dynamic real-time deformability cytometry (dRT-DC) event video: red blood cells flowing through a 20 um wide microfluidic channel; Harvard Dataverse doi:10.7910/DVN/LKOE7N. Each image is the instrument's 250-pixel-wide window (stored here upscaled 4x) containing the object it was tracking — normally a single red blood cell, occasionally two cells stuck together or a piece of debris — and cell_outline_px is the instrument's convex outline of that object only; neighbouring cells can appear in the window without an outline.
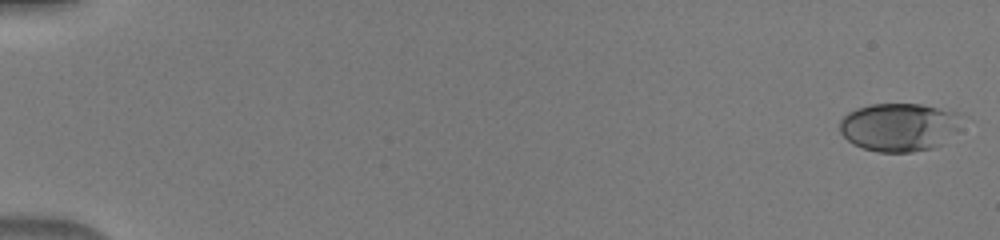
{"species": "human", "species_latin": "Homo sapiens", "temperature_condition": "warm", "stored_images_in_passage": 50, "camera_frame_rate_fps": 3000, "um_per_image_px": 0.085, "donor": {"sex": "male"}, "frame": {"image": 1, "passage_image": 1, "time_ms": 0.0, "image_size_px": [1000, 240], "cell_outline_px": [[956, 128], [940, 144], [932, 148], [912, 152], [876, 152], [852, 144], [840, 132], [840, 120], [848, 112], [856, 108], [872, 104], [920, 104], [956, 112]], "centroid_in_image_um": [76.3, 10.8], "position_along_channel_um": 8.7, "area_um2": 33.52}}
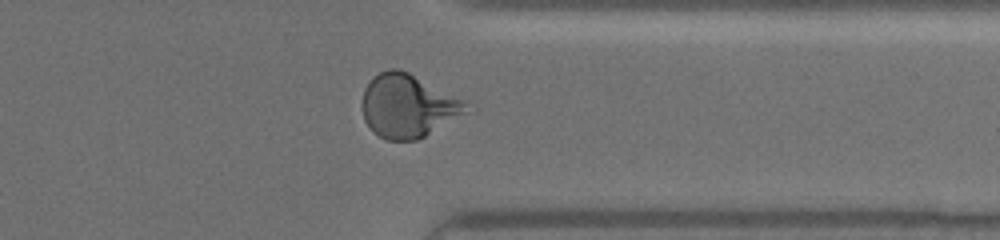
{"frame": {"image": 2, "passage_image": 41, "time_ms": 13.333, "image_size_px": [1000, 240], "cell_outline_px": [[476, 108], [424, 136], [416, 140], [388, 140], [372, 132], [364, 120], [364, 88], [372, 76], [388, 68], [400, 68], [468, 100]], "centroid_in_image_um": [34.76, 8.98], "position_along_channel_um": 376.6, "area_um2": 38.9}}
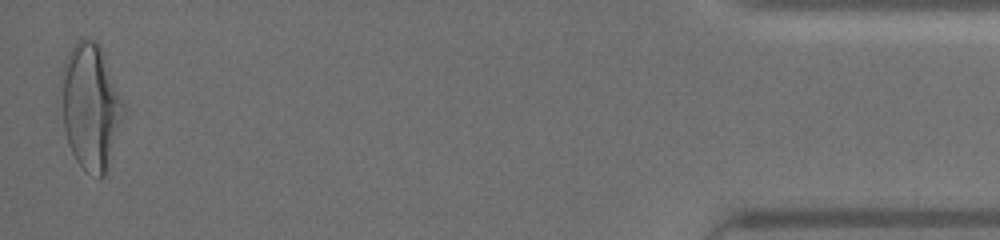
{"frame": {"image": 3, "passage_image": 50, "time_ms": 16.333, "image_size_px": [1000, 240], "cell_outline_px": [[124, 116], [104, 176], [100, 176], [84, 172], [76, 160], [68, 144], [64, 128], [60, 88], [60, 72], [68, 52], [76, 40], [84, 36], [96, 40], [100, 44], [124, 104]], "centroid_in_image_um": [7.67, 8.99], "position_along_channel_um": 427.5, "area_um2": 45.95}}